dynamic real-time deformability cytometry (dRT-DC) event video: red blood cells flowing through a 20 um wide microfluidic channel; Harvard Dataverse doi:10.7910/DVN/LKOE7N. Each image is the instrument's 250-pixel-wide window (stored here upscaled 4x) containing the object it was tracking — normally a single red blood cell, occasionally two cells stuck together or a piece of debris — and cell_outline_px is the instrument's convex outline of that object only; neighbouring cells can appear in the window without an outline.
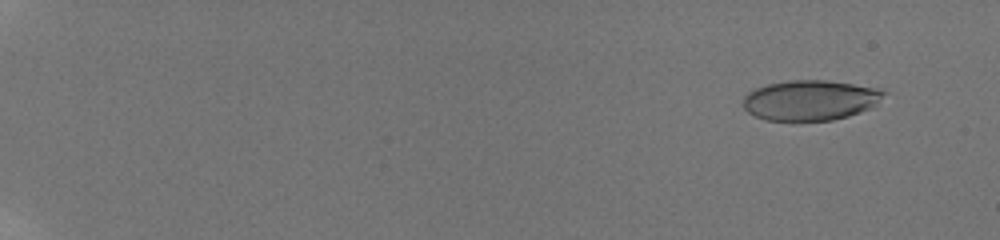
{"species": "human", "species_latin": "Homo sapiens", "temperature_condition": "room temperature", "stored_images_in_passage": 59, "camera_frame_rate_fps": 3000, "um_per_image_px": 0.085, "donor": {"sex": "male"}, "frame": {"image": 1, "passage_image": 6, "time_ms": 1.667, "image_size_px": [1000, 240], "cell_outline_px": [[884, 92], [872, 108], [848, 116], [832, 120], [764, 120], [748, 112], [744, 108], [744, 96], [748, 92], [756, 88], [768, 84], [788, 80], [828, 80], [876, 88]], "centroid_in_image_um": [68.83, 8.52], "position_along_channel_um": 16.2, "area_um2": 32.6}}
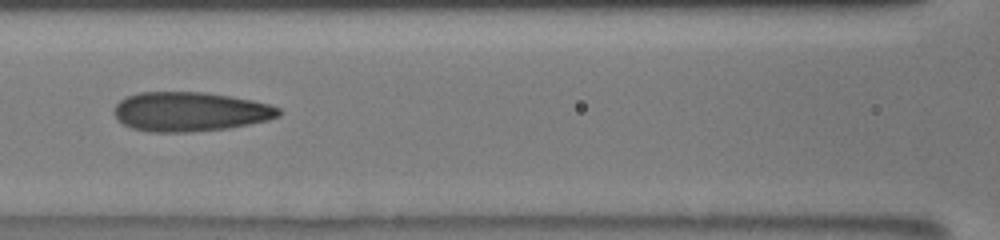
{"frame": {"image": 2, "passage_image": 32, "time_ms": 10.333, "image_size_px": [1000, 240], "cell_outline_px": [[284, 112], [280, 116], [268, 120], [228, 128], [188, 132], [152, 132], [132, 128], [124, 124], [112, 112], [116, 104], [124, 96], [140, 92], [204, 92], [252, 100], [268, 104], [280, 108]], "centroid_in_image_um": [16.16, 9.49], "position_along_channel_um": 150.4, "area_um2": 37.8}}
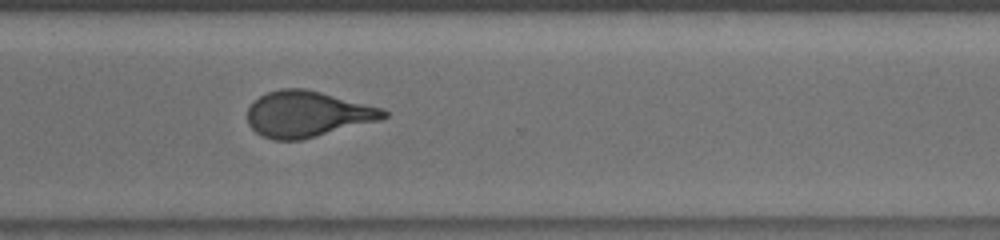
{"frame": {"image": 3, "passage_image": 47, "time_ms": 15.333, "image_size_px": [1000, 240], "cell_outline_px": [[388, 116], [380, 120], [300, 140], [276, 140], [264, 136], [256, 132], [248, 124], [248, 108], [252, 100], [268, 92], [280, 88], [304, 88], [320, 92], [380, 108], [388, 112]], "centroid_in_image_um": [26.08, 9.69], "position_along_channel_um": 344.5, "area_um2": 36.07}, "authors_computed_cell_mechanics": {"area_um2": 36.0672, "velocity_mm_per_s": 3.8945, "shape_relaxation_time_tau1_ms": 5.4653, "shape_relaxation_time_tau2_ms": 1.1125, "deformation_change_tau1": 0.1868, "deformation_change_tau2": 0.0794}}